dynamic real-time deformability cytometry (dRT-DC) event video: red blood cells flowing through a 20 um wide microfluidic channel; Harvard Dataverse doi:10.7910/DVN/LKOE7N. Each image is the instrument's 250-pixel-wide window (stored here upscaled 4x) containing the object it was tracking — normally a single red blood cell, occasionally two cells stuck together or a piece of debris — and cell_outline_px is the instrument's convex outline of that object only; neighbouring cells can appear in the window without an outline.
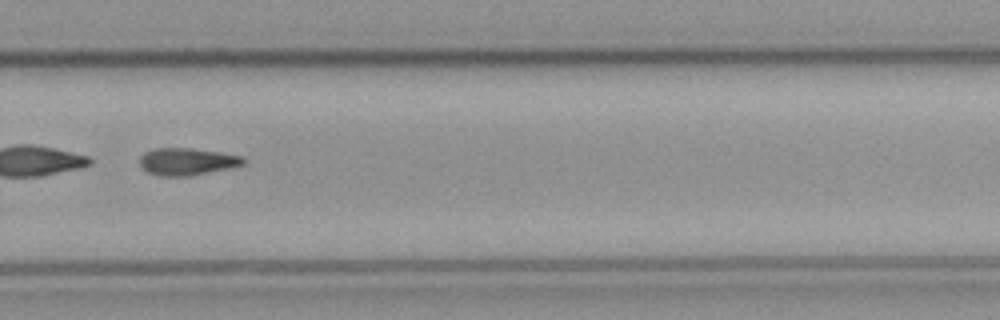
{"species": "common noctule bat (a hibernating species)", "species_latin": "Nyctalus noctula", "temperature_condition": "cold", "stored_images_in_passage": 55, "segment_of_instrument_passage": [2, 2], "camera_frame_rate_fps": 3000, "um_per_image_px": 0.085, "animal": {"sex": "male", "body_mass_g": 23.1, "forearm_length_mm": 52.7}, "frame": {"image": 1, "passage_image": 38, "time_ms": 12.333, "image_size_px": [1000, 320], "cell_outline_px": [[244, 164], [232, 168], [188, 176], [160, 176], [148, 172], [140, 168], [140, 156], [144, 152], [156, 148], [192, 148], [244, 156]], "centroid_in_image_um": [15.89, 13.73], "position_along_channel_um": 313.9, "area_um2": 16.53}}